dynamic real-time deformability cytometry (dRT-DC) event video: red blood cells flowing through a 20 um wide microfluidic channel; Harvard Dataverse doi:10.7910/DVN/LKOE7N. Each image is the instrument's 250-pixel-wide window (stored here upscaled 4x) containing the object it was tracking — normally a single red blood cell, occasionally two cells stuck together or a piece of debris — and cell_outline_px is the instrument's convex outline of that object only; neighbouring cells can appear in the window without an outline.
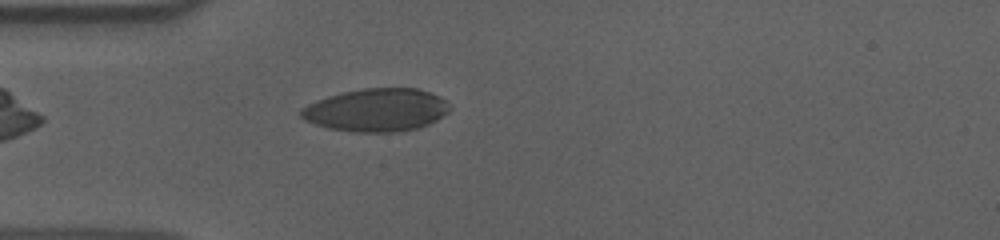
{"species": "human", "species_latin": "Homo sapiens", "temperature_condition": "cold", "stored_images_in_passage": 44, "camera_frame_rate_fps": 3000, "um_per_image_px": 0.085, "donor": {"sex": "male"}, "frame": {"image": 1, "passage_image": 4, "time_ms": 1.0, "image_size_px": [1000, 240], "cell_outline_px": [[452, 108], [448, 112], [436, 120], [420, 128], [396, 132], [352, 132], [328, 128], [304, 120], [300, 116], [300, 108], [316, 100], [340, 92], [364, 88], [416, 88], [440, 96]], "centroid_in_image_um": [31.98, 9.35], "position_along_channel_um": 53.0, "area_um2": 37.4}}
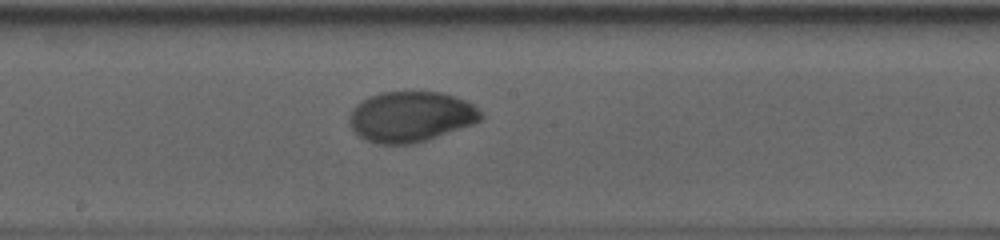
{"frame": {"image": 2, "passage_image": 18, "time_ms": 5.667, "image_size_px": [1000, 240], "cell_outline_px": [[484, 116], [480, 120], [472, 124], [412, 144], [380, 144], [368, 140], [360, 136], [352, 128], [348, 120], [348, 116], [352, 108], [356, 104], [368, 96], [380, 92], [444, 92], [464, 100], [472, 104]], "centroid_in_image_um": [34.88, 9.9], "position_along_channel_um": 213.3, "area_um2": 38.38}}
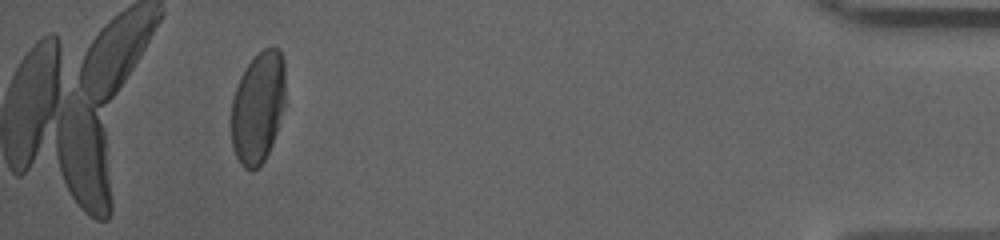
{"frame": {"image": 3, "passage_image": 40, "time_ms": 13.0, "image_size_px": [1000, 240], "cell_outline_px": [[284, 104], [276, 132], [272, 144], [264, 160], [252, 172], [244, 168], [240, 164], [236, 156], [232, 144], [232, 96], [240, 76], [248, 64], [264, 48], [280, 48], [284, 60]], "centroid_in_image_um": [21.92, 9.13], "position_along_channel_um": 413.3, "area_um2": 34.97}, "authors_computed_cell_mechanics": {"area_um2": 38.0324, "velocity_mm_per_s": 3.6073, "shape_relaxation_time_tau1_ms": 6.6596, "shape_relaxation_time_tau2_ms": 1.2194, "deformation_change_tau1": 0.1956, "deformation_change_tau2": 0.0261}}